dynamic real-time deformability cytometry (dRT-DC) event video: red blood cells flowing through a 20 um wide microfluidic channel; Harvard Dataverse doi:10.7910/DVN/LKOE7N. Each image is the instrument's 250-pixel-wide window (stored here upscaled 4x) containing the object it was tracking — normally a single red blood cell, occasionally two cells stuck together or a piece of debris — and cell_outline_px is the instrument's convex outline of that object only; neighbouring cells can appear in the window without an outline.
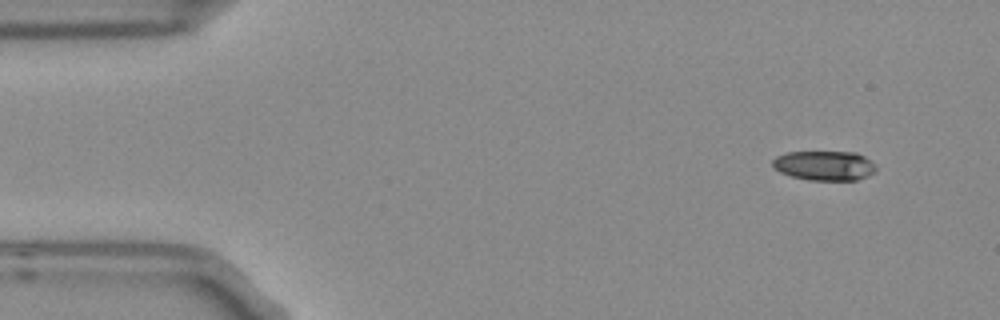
{"species": "Egyptian fruit bat (a non-hibernating species)", "species_latin": "Rousettus aegyptiacus", "temperature_condition": "room temperature", "stored_images_in_passage": 4, "camera_frame_rate_fps": 3000, "um_per_image_px": 0.085, "frame": {"image": 1, "passage_image": 1, "time_ms": 0.0, "image_size_px": [1000, 320], "cell_outline_px": [[876, 168], [868, 176], [856, 180], [808, 180], [792, 176], [780, 172], [772, 168], [772, 160], [776, 156], [788, 152], [856, 152], [864, 156], [876, 164]], "centroid_in_image_um": [70.06, 14.07], "position_along_channel_um": 14.9, "area_um2": 17.92}}